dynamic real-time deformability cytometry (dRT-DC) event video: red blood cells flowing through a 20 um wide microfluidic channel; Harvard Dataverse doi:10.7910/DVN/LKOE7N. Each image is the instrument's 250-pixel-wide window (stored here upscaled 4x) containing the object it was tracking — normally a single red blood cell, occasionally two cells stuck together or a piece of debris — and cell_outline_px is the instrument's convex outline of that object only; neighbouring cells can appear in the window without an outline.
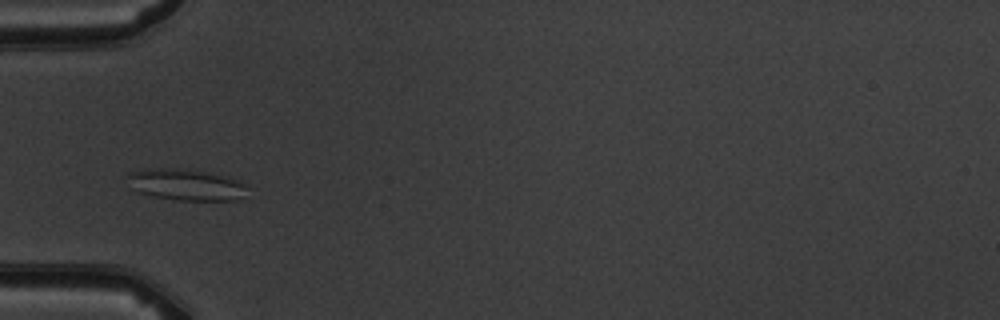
{"species": "common noctule bat (a hibernating species)", "species_latin": "Nyctalus noctula", "temperature_condition": "warm", "stored_images_in_passage": 3, "camera_frame_rate_fps": 3000, "um_per_image_px": 0.085, "animal": {"sex": "male", "body_mass_g": 19.5, "forearm_length_mm": 54.6}, "frame": {"image": 1, "passage_image": 2, "time_ms": 1.0, "image_size_px": [1000, 320], "cell_outline_px": [[248, 188], [244, 196], [236, 200], [176, 200], [136, 192], [132, 188], [124, 176], [128, 172], [144, 168], [176, 168], [204, 172], [228, 176], [240, 180]], "centroid_in_image_um": [15.77, 15.69], "position_along_channel_um": 69.2, "area_um2": 22.2}}
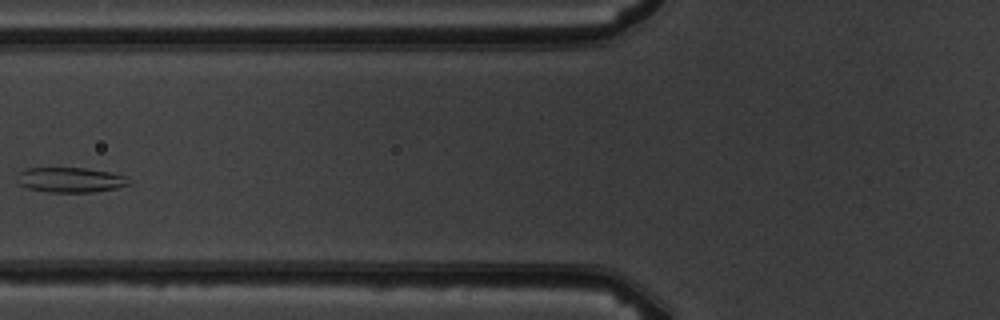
{"frame": {"image": 2, "passage_image": 3, "time_ms": 2.333, "image_size_px": [1000, 320], "cell_outline_px": [[132, 184], [116, 188], [92, 192], [48, 192], [28, 188], [20, 184], [16, 180], [16, 172], [28, 168], [88, 168], [128, 176], [132, 180]], "centroid_in_image_um": [6.0, 15.28], "position_along_channel_um": 119.8, "area_um2": 16.53}}